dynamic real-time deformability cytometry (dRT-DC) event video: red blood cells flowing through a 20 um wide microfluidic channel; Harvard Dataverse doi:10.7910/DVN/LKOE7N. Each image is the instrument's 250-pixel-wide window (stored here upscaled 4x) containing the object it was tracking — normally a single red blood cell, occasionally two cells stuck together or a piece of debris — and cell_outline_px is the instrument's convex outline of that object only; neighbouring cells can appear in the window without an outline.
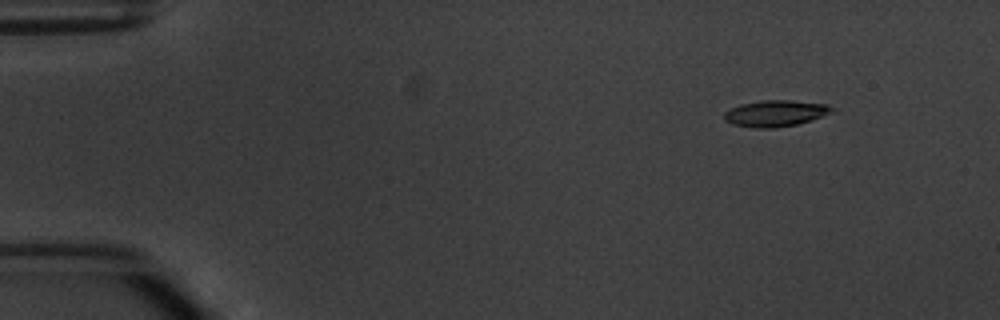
{"species": "common noctule bat (a hibernating species)", "species_latin": "Nyctalus noctula", "temperature_condition": "warm", "stored_images_in_passage": 6, "segment_of_instrument_passage": [2, 2], "camera_frame_rate_fps": 3000, "um_per_image_px": 0.085, "animal": {"sex": "male", "body_mass_g": 20.1, "forearm_length_mm": 53.5}, "frame": {"image": 1, "passage_image": 6, "time_ms": 6.667, "image_size_px": [1000, 320], "cell_outline_px": [[836, 112], [796, 124], [776, 128], [756, 128], [732, 124], [724, 120], [724, 112], [740, 104], [764, 100], [792, 100], [828, 104], [836, 108]], "centroid_in_image_um": [65.96, 9.63], "position_along_channel_um": 19.0, "area_um2": 16.65}}